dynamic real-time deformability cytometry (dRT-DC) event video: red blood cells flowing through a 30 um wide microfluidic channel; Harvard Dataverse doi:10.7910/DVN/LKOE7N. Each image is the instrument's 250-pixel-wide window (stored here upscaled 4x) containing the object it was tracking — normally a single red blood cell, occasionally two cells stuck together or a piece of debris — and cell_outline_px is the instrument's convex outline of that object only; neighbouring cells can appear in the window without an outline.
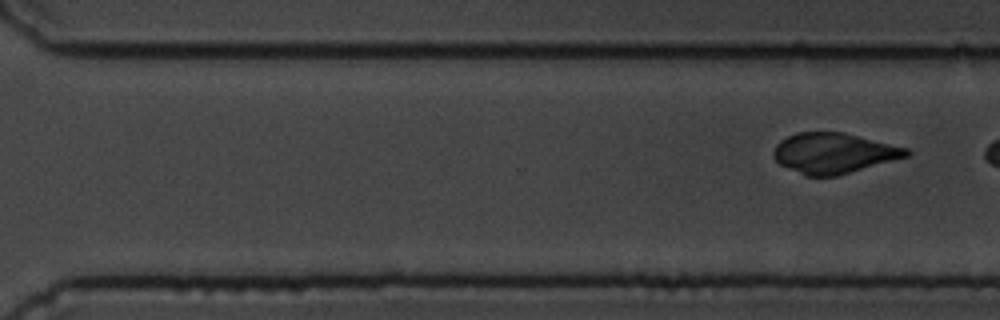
{"species": "common noctule bat (a hibernating species)", "species_latin": "Nyctalus noctula", "temperature_condition": "cold", "stored_images_in_passage": 12, "segment_of_instrument_passage": [2, 2], "camera_frame_rate_fps": 3000, "um_per_image_px": 0.085, "animal": {"sex": "male", "body_mass_g": 19.5, "forearm_length_mm": 54.6}, "frame": {"image": 1, "passage_image": 12, "time_ms": 14.0, "image_size_px": [1000, 320], "cell_outline_px": [[912, 152], [908, 156], [836, 176], [804, 176], [780, 164], [772, 156], [772, 152], [776, 144], [780, 140], [796, 132], [844, 132], [908, 148]], "centroid_in_image_um": [70.84, 13.01], "position_along_channel_um": 299.8, "area_um2": 31.27}}